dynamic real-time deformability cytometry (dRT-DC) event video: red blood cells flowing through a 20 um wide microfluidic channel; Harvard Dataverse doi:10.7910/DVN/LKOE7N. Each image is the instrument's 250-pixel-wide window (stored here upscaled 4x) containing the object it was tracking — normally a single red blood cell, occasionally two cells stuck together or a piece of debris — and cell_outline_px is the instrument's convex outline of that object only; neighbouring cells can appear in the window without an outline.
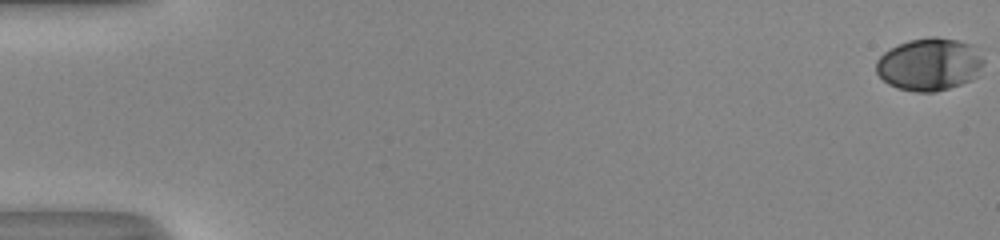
{"species": "human", "species_latin": "Homo sapiens", "temperature_condition": "room temperature", "stored_images_in_passage": 54, "camera_frame_rate_fps": 3000, "um_per_image_px": 0.085, "donor": {"sex": "male"}, "frame": {"image": 1, "passage_image": 1, "time_ms": 0.0, "image_size_px": [1000, 240], "cell_outline_px": [[984, 60], [976, 76], [960, 84], [936, 92], [916, 92], [900, 88], [888, 84], [876, 72], [876, 60], [884, 52], [908, 40], [928, 36], [936, 36], [956, 40], [972, 44]], "centroid_in_image_um": [78.98, 5.45], "position_along_channel_um": 6.0, "area_um2": 32.71}}
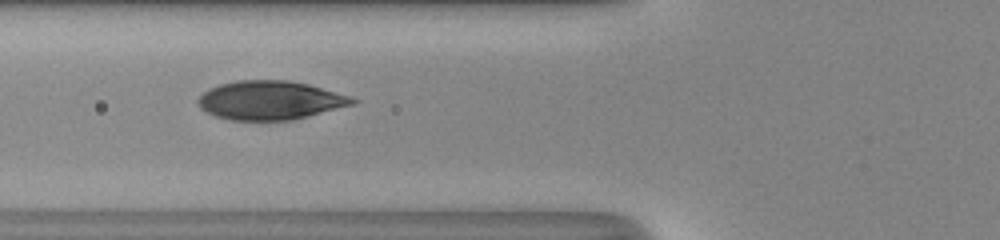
{"frame": {"image": 2, "passage_image": 23, "time_ms": 7.333, "image_size_px": [1000, 240], "cell_outline_px": [[360, 100], [356, 104], [292, 120], [232, 120], [216, 116], [200, 108], [196, 100], [208, 88], [220, 84], [236, 80], [288, 80], [308, 84], [352, 96]], "centroid_in_image_um": [22.99, 8.52], "position_along_channel_um": 102.8, "area_um2": 35.08}}
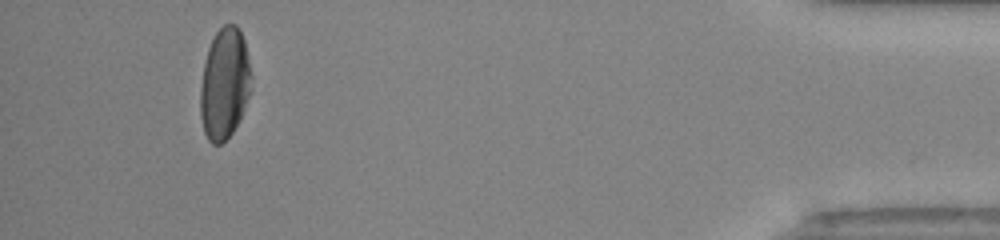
{"frame": {"image": 3, "passage_image": 51, "time_ms": 16.667, "image_size_px": [1000, 240], "cell_outline_px": [[252, 76], [248, 96], [244, 108], [232, 132], [220, 144], [212, 144], [208, 140], [204, 132], [200, 116], [200, 88], [204, 64], [208, 48], [216, 32], [224, 24], [236, 24], [244, 40], [248, 56]], "centroid_in_image_um": [19.07, 7.1], "position_along_channel_um": 416.1, "area_um2": 32.77}, "authors_computed_cell_mechanics": {"area_um2": 33.9286, "velocity_mm_per_s": 4.0644, "shape_relaxation_time_tau1_ms": 3.9537, "shape_relaxation_time_tau2_ms": null, "deformation_change_tau1": 0.1883, "deformation_change_tau2": null}}